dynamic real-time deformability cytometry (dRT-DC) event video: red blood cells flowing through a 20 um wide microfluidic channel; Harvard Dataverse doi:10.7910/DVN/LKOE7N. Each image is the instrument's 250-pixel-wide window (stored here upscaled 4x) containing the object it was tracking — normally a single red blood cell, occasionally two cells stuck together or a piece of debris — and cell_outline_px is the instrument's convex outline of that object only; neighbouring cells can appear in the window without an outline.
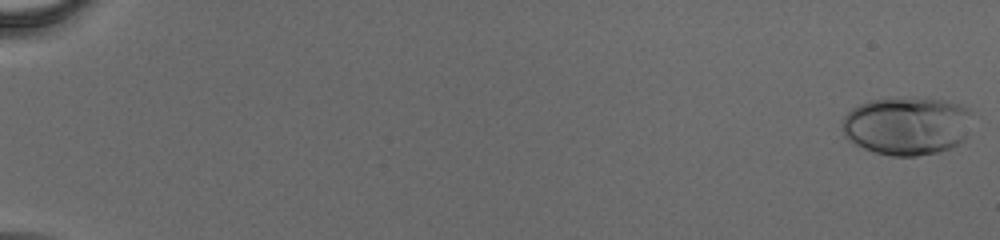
{"species": "human", "species_latin": "Homo sapiens", "temperature_condition": "cold", "stored_images_in_passage": 57, "camera_frame_rate_fps": 3000, "um_per_image_px": 0.085, "donor": {"sex": "male"}, "frame": {"image": 1, "passage_image": 1, "time_ms": 0.0, "image_size_px": [1000, 240], "cell_outline_px": [[968, 112], [964, 140], [948, 148], [936, 152], [916, 156], [892, 156], [876, 152], [864, 148], [848, 140], [844, 136], [840, 128], [844, 116], [852, 108], [868, 100], [916, 96], [944, 100], [968, 108]], "centroid_in_image_um": [76.99, 10.67], "position_along_channel_um": 8.0, "area_um2": 43.99}}
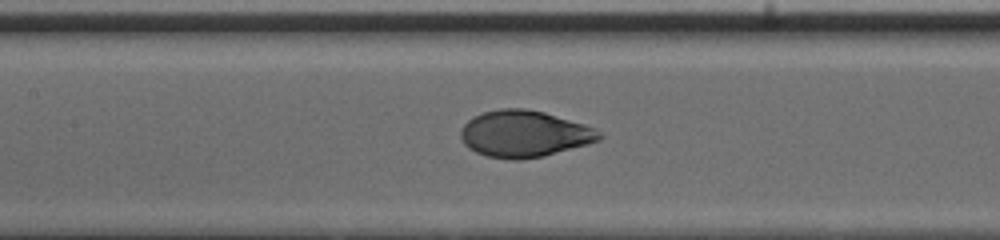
{"frame": {"image": 2, "passage_image": 30, "time_ms": 9.667, "image_size_px": [1000, 240], "cell_outline_px": [[604, 136], [600, 140], [588, 144], [544, 156], [520, 160], [512, 160], [488, 156], [476, 152], [468, 148], [464, 144], [460, 136], [460, 128], [472, 116], [484, 112], [500, 108], [524, 108], [544, 112], [584, 124], [596, 128]], "centroid_in_image_um": [44.56, 11.37], "position_along_channel_um": 162.8, "area_um2": 37.86}}
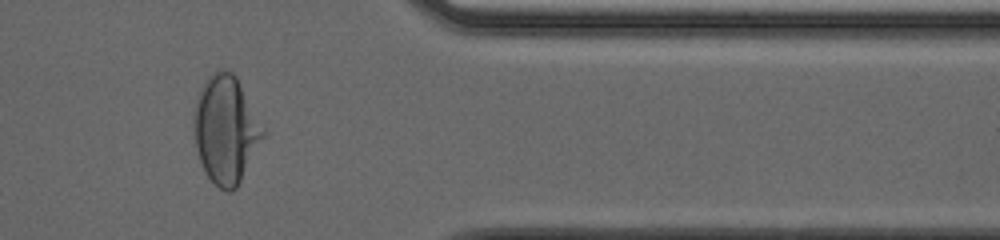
{"frame": {"image": 3, "passage_image": 49, "time_ms": 16.0, "image_size_px": [1000, 240], "cell_outline_px": [[264, 136], [236, 188], [228, 192], [220, 188], [208, 176], [200, 160], [196, 148], [196, 96], [200, 88], [208, 76], [212, 72], [220, 68], [224, 68], [232, 72], [236, 76], [264, 132]], "centroid_in_image_um": [19.18, 10.98], "position_along_channel_um": 392.2, "area_um2": 41.91}}